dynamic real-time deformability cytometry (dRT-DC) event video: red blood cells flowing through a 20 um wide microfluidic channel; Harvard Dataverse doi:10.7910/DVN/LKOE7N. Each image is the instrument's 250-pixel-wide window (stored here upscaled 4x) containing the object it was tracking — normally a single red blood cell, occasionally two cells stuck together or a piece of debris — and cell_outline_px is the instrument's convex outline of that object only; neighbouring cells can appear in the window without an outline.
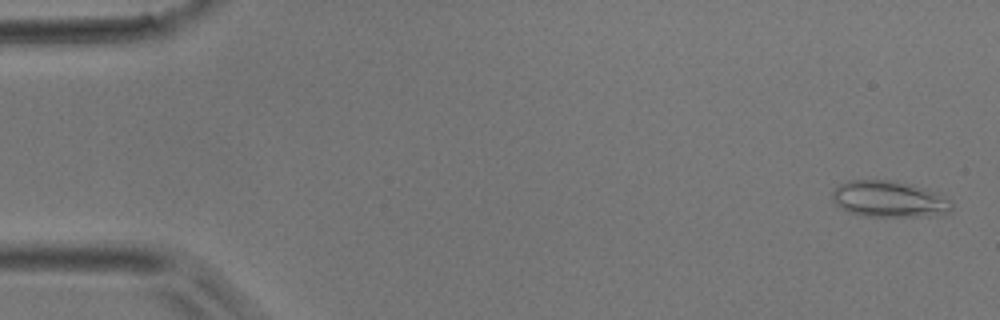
{"species": "common noctule bat (a hibernating species)", "species_latin": "Nyctalus noctula", "temperature_condition": "room temperature", "stored_images_in_passage": 46, "camera_frame_rate_fps": 3000, "um_per_image_px": 0.085, "animal": {"sex": "male", "body_mass_g": 17.9}, "frame": {"image": 1, "passage_image": 2, "time_ms": 0.333, "image_size_px": [1000, 320], "cell_outline_px": [[952, 208], [944, 216], [864, 216], [840, 208], [832, 200], [832, 192], [840, 184], [848, 180], [892, 180], [912, 184], [936, 192], [952, 200]], "centroid_in_image_um": [75.62, 16.92], "position_along_channel_um": 9.4, "area_um2": 25.49}}
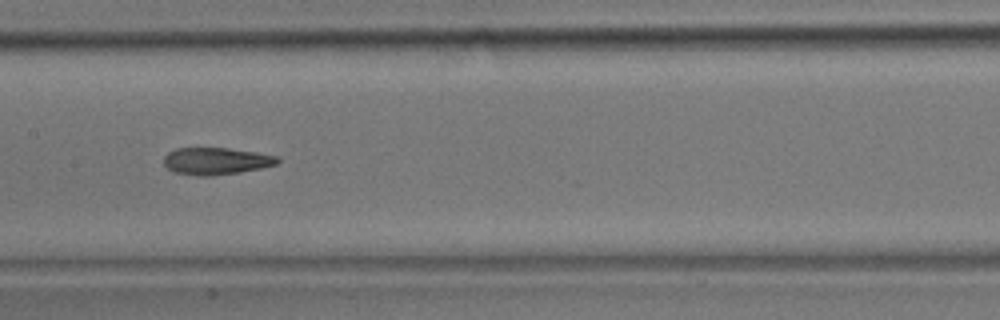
{"frame": {"image": 2, "passage_image": 23, "time_ms": 7.333, "image_size_px": [1000, 320], "cell_outline_px": [[280, 160], [276, 164], [260, 168], [240, 172], [212, 176], [196, 176], [172, 172], [164, 164], [164, 156], [168, 152], [176, 148], [228, 148], [256, 152], [276, 156]], "centroid_in_image_um": [18.33, 13.69], "position_along_channel_um": 189.1, "area_um2": 17.98}}
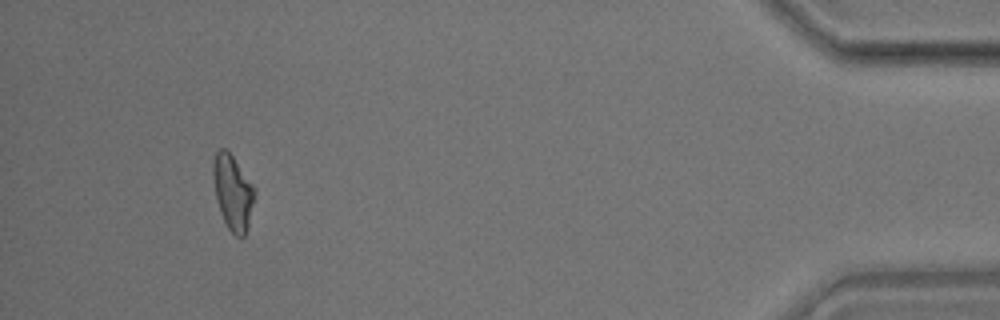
{"frame": {"image": 3, "passage_image": 43, "time_ms": 14.0, "image_size_px": [1000, 320], "cell_outline_px": [[256, 192], [248, 224], [244, 236], [236, 236], [228, 228], [220, 212], [216, 196], [212, 172], [212, 164], [216, 152], [220, 148], [224, 148], [232, 156], [256, 188]], "centroid_in_image_um": [19.79, 16.33], "position_along_channel_um": 415.4, "area_um2": 17.86}}